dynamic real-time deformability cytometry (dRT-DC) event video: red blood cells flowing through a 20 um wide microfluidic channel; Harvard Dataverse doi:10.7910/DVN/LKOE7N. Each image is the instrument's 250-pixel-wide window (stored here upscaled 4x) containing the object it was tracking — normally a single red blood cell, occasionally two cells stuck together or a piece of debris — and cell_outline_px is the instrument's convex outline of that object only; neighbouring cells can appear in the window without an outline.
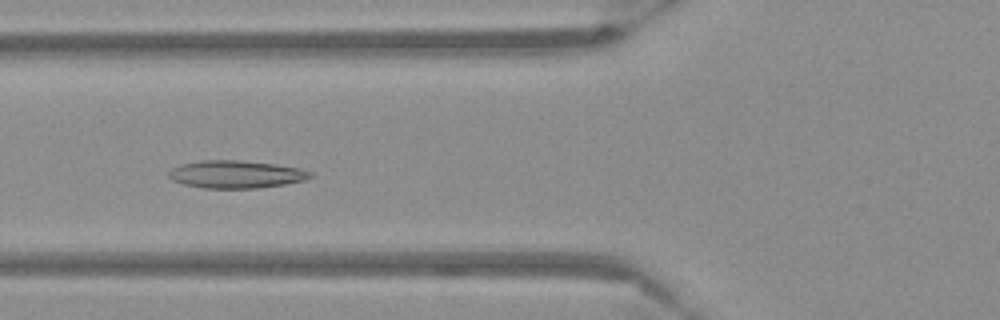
{"species": "Egyptian fruit bat (a non-hibernating species)", "species_latin": "Rousettus aegyptiacus", "temperature_condition": "warm", "stored_images_in_passage": 52, "camera_frame_rate_fps": 3000, "um_per_image_px": 0.085, "frame": {"image": 1, "passage_image": 19, "time_ms": 6.0, "image_size_px": [1000, 320], "cell_outline_px": [[312, 176], [304, 180], [284, 184], [260, 188], [204, 188], [184, 184], [172, 180], [168, 176], [168, 172], [172, 168], [180, 164], [200, 160], [236, 160], [272, 164], [300, 168], [312, 172]], "centroid_in_image_um": [20.02, 14.81], "position_along_channel_um": 105.8, "area_um2": 22.72}}
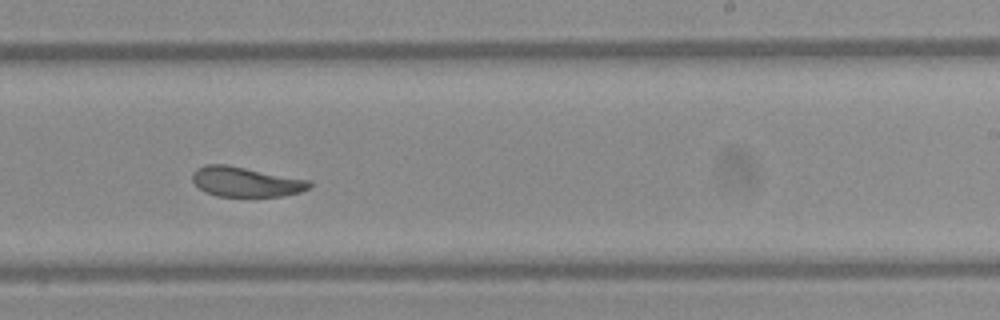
{"frame": {"image": 2, "passage_image": 32, "time_ms": 10.333, "image_size_px": [1000, 320], "cell_outline_px": [[312, 188], [300, 192], [284, 196], [216, 196], [204, 192], [192, 180], [192, 172], [196, 168], [204, 164], [224, 164], [312, 180]], "centroid_in_image_um": [20.91, 15.45], "position_along_channel_um": 268.1, "area_um2": 20.58}}
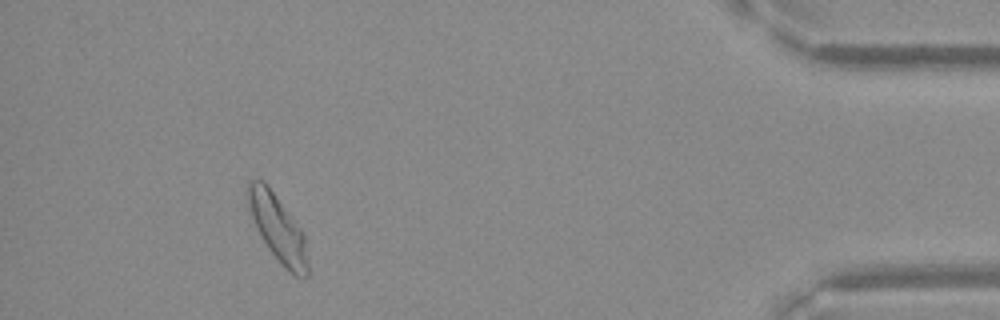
{"frame": {"image": 3, "passage_image": 48, "time_ms": 15.667, "image_size_px": [1000, 320], "cell_outline_px": [[308, 276], [296, 276], [288, 272], [280, 264], [268, 248], [256, 228], [248, 208], [244, 192], [248, 180], [264, 180], [304, 232], [308, 264]], "centroid_in_image_um": [23.57, 19.36], "position_along_channel_um": 411.6, "area_um2": 23.58}}